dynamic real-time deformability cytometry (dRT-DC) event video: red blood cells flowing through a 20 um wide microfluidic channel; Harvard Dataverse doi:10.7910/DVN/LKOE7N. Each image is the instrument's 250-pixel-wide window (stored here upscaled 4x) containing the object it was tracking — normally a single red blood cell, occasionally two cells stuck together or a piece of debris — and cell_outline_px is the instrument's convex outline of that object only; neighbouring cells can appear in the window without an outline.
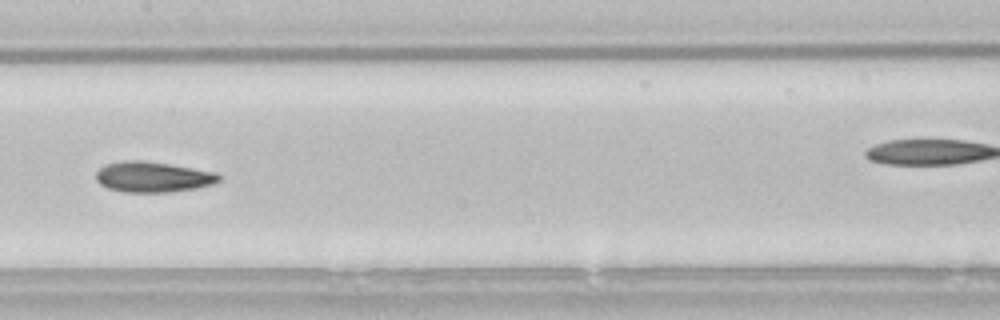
{"species": "common noctule bat (a hibernating species)", "species_latin": "Nyctalus noctula", "temperature_condition": "room temperature", "stored_images_in_passage": 45, "camera_frame_rate_fps": 3000, "um_per_image_px": 0.085, "animal": {"sex": "male", "body_mass_g": 21.5, "forearm_length_mm": 52.0}, "frame": {"image": 1, "passage_image": 26, "time_ms": 8.333, "image_size_px": [1000, 320], "cell_outline_px": [[220, 180], [212, 184], [196, 188], [172, 192], [124, 192], [108, 188], [100, 184], [96, 180], [96, 172], [104, 164], [120, 160], [140, 160], [168, 164], [216, 172], [220, 176]], "centroid_in_image_um": [12.96, 15.04], "position_along_channel_um": 194.4, "area_um2": 21.91}, "authors_computed_cell_mechanics": {"area_um2": 21.5594, "velocity_mm_per_s": 3.8193, "shape_relaxation_time_tau1_ms": 6.0268, "shape_relaxation_time_tau2_ms": 6.7064, "deformation_change_tau1": 0.1546, "deformation_change_tau2": 0.1363}}